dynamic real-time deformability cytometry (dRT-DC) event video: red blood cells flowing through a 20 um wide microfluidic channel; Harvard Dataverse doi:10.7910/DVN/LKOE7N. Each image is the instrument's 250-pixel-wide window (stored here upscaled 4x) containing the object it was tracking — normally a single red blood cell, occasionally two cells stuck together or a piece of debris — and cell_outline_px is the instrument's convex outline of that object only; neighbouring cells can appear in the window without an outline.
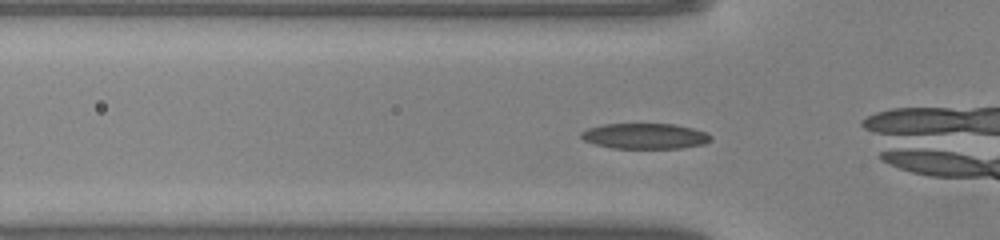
{"species": "common noctule bat (a hibernating species)", "species_latin": "Nyctalus noctula", "temperature_condition": "warm", "stored_images_in_passage": 38, "camera_frame_rate_fps": 3000, "um_per_image_px": 0.085, "animal": {"sex": "male", "body_mass_g": 20.0, "forearm_length_mm": 53.3}, "frame": {"image": 1, "passage_image": 3, "time_ms": 0.667, "image_size_px": [1000, 240], "cell_outline_px": [[712, 140], [704, 144], [680, 148], [612, 148], [596, 144], [584, 140], [580, 136], [580, 132], [588, 128], [604, 124], [672, 124], [692, 128], [704, 132], [712, 136]], "centroid_in_image_um": [54.81, 11.57], "position_along_channel_um": 71.0, "area_um2": 19.19}}
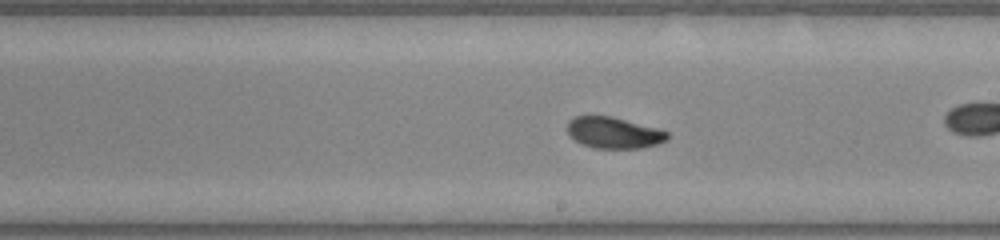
{"frame": {"image": 2, "passage_image": 15, "time_ms": 4.667, "image_size_px": [1000, 240], "cell_outline_px": [[668, 140], [660, 144], [640, 148], [596, 148], [580, 144], [568, 132], [568, 120], [572, 116], [612, 116], [656, 128], [668, 132]], "centroid_in_image_um": [52.18, 11.28], "position_along_channel_um": 236.8, "area_um2": 18.21}}
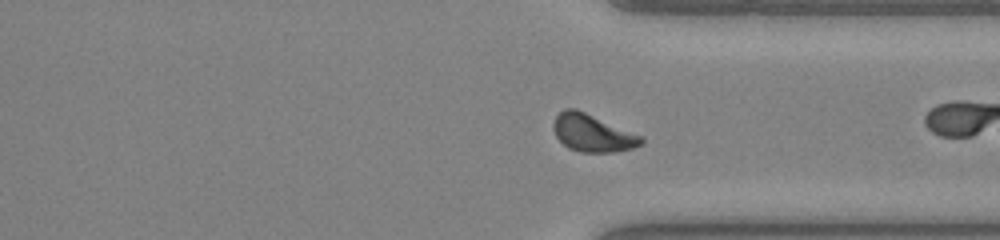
{"frame": {"image": 3, "passage_image": 24, "time_ms": 7.667, "image_size_px": [1000, 240], "cell_outline_px": [[644, 144], [632, 148], [612, 152], [580, 152], [568, 148], [556, 136], [552, 128], [552, 124], [556, 116], [564, 108], [576, 108], [644, 136]], "centroid_in_image_um": [50.38, 11.3], "position_along_channel_um": 361.0, "area_um2": 19.36}, "authors_computed_cell_mechanics": {"area_um2": 18.5538, "velocity_mm_per_s": 4.1387, "shape_relaxation_time_tau1_ms": 2.8355, "shape_relaxation_time_tau2_ms": 2.3852, "deformation_change_tau1": 0.1518, "deformation_change_tau2": 0.0784}}